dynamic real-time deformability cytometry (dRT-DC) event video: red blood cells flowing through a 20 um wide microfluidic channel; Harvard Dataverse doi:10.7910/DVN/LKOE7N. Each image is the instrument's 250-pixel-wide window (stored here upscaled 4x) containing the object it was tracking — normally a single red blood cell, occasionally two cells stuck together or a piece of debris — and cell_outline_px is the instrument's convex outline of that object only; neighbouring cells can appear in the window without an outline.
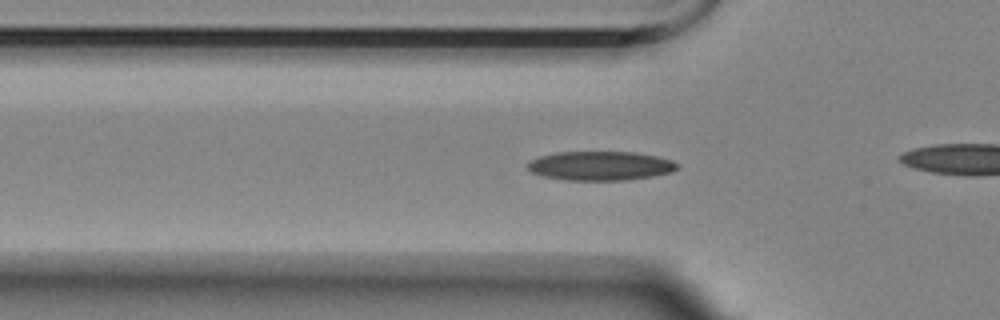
{"species": "Egyptian fruit bat (a non-hibernating species)", "species_latin": "Rousettus aegyptiacus", "temperature_condition": "room temperature", "stored_images_in_passage": 47, "camera_frame_rate_fps": 3000, "um_per_image_px": 0.085, "animal": {"sex": "female"}, "frame": {"image": 1, "passage_image": 7, "time_ms": 2.0, "image_size_px": [1000, 320], "cell_outline_px": [[680, 168], [672, 172], [652, 176], [624, 180], [568, 180], [544, 176], [532, 172], [524, 164], [528, 160], [540, 156], [556, 152], [636, 152], [656, 156], [672, 160], [680, 164]], "centroid_in_image_um": [51.04, 14.08], "position_along_channel_um": 74.8, "area_um2": 25.55}}
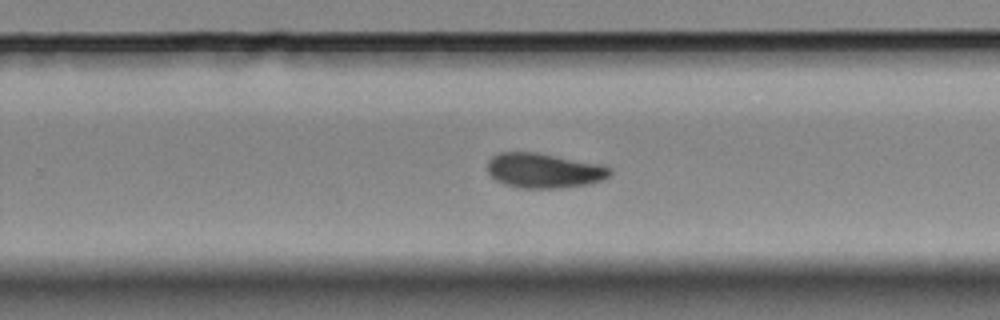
{"frame": {"image": 2, "passage_image": 25, "time_ms": 8.0, "image_size_px": [1000, 320], "cell_outline_px": [[612, 172], [604, 180], [588, 184], [560, 188], [520, 188], [504, 184], [496, 180], [488, 172], [488, 160], [492, 156], [500, 152], [536, 152], [600, 164], [612, 168]], "centroid_in_image_um": [46.24, 14.5], "position_along_channel_um": 283.6, "area_um2": 24.91}}
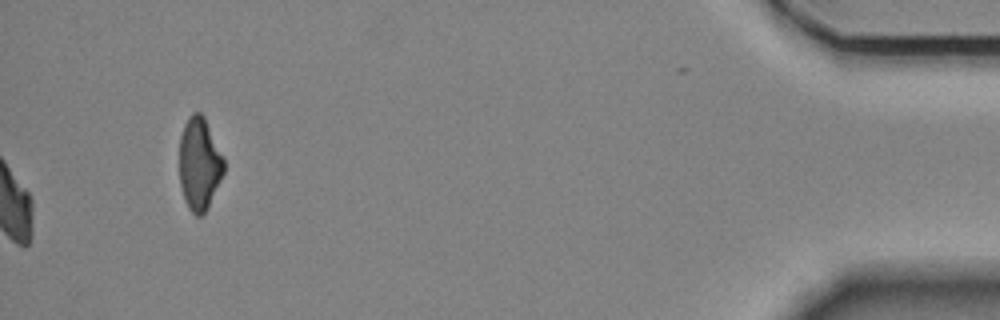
{"frame": {"image": 3, "passage_image": 47, "time_ms": 15.333, "image_size_px": [1000, 320], "cell_outline_px": [[224, 172], [208, 208], [200, 216], [196, 216], [188, 208], [184, 200], [180, 184], [180, 136], [184, 124], [188, 116], [192, 112], [200, 112], [204, 116], [224, 156]], "centroid_in_image_um": [16.95, 13.91], "position_along_channel_um": 418.2, "area_um2": 24.22}, "authors_computed_cell_mechanics": {"area_um2": 24.3916, "velocity_mm_per_s": 3.4651, "shape_relaxation_time_tau1_ms": 5.1961, "shape_relaxation_time_tau2_ms": null, "deformation_change_tau1": 0.1371, "deformation_change_tau2": null}}